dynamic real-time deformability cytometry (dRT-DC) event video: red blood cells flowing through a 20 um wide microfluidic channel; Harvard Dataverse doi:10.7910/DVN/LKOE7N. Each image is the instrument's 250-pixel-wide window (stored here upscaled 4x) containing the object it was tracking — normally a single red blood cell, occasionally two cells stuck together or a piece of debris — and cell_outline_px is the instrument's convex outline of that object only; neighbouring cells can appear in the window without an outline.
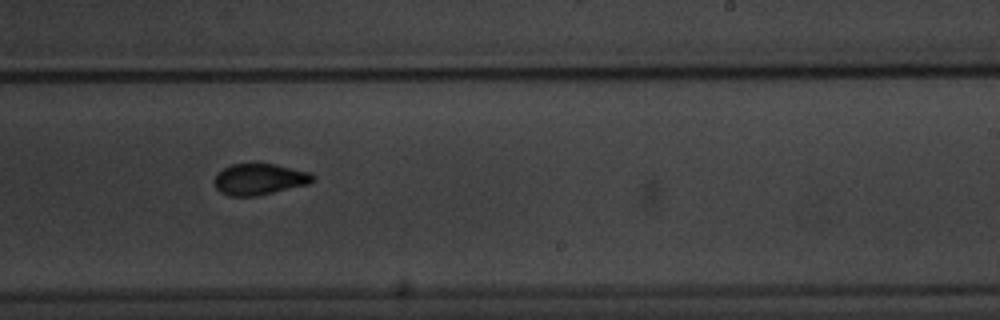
{"species": "common noctule bat (a hibernating species)", "species_latin": "Nyctalus noctula", "temperature_condition": "warm", "stored_images_in_passage": 10, "camera_frame_rate_fps": 3000, "um_per_image_px": 0.085, "animal": {"sex": "male", "body_mass_g": 20.1, "forearm_length_mm": 53.5}, "frame": {"image": 1, "passage_image": 10, "time_ms": 11.0, "image_size_px": [1000, 320], "cell_outline_px": [[316, 176], [308, 184], [256, 196], [228, 196], [220, 192], [216, 188], [212, 180], [216, 172], [232, 164], [272, 164], [312, 172]], "centroid_in_image_um": [22.0, 15.24], "position_along_channel_um": 267.0, "area_um2": 17.98}}